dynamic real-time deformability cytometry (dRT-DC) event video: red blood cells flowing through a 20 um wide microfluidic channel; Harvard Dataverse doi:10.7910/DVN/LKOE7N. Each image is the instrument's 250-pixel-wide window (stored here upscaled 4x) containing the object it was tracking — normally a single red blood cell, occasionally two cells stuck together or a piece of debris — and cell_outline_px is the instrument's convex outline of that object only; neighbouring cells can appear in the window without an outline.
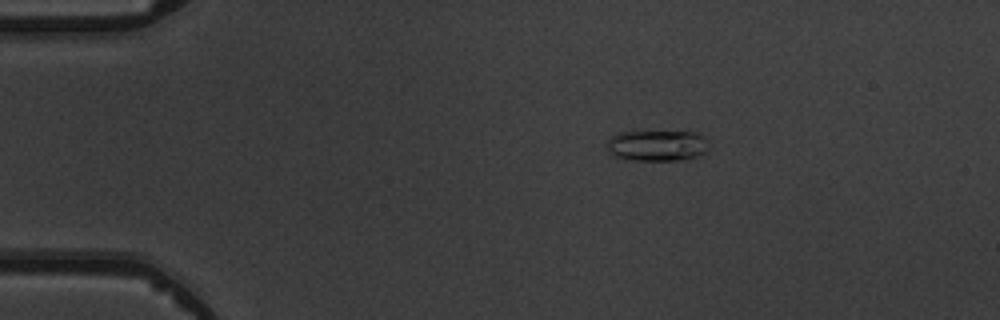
{"species": "common noctule bat (a hibernating species)", "species_latin": "Nyctalus noctula", "temperature_condition": "warm", "stored_images_in_passage": 7, "camera_frame_rate_fps": 3000, "um_per_image_px": 0.085, "animal": {"sex": "male", "body_mass_g": 19.5, "forearm_length_mm": 54.6}, "frame": {"image": 1, "passage_image": 3, "time_ms": 2.333, "image_size_px": [1000, 320], "cell_outline_px": [[708, 148], [700, 156], [676, 160], [636, 160], [616, 156], [608, 152], [608, 140], [612, 136], [620, 132], [696, 132], [704, 140]], "centroid_in_image_um": [55.83, 12.37], "position_along_channel_um": 29.2, "area_um2": 17.92}}
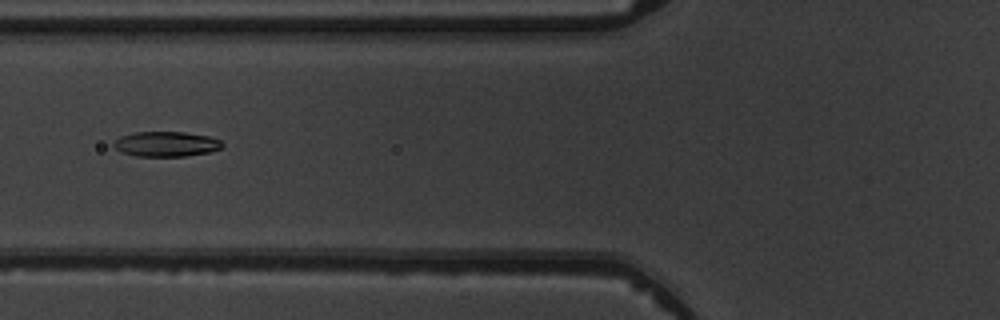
{"frame": {"image": 2, "passage_image": 6, "time_ms": 6.0, "image_size_px": [1000, 320], "cell_outline_px": [[224, 148], [212, 152], [184, 156], [136, 156], [124, 152], [116, 148], [112, 144], [120, 136], [136, 132], [184, 132], [208, 136], [220, 140], [224, 144]], "centroid_in_image_um": [14.18, 12.24], "position_along_channel_um": 111.6, "area_um2": 15.84}}
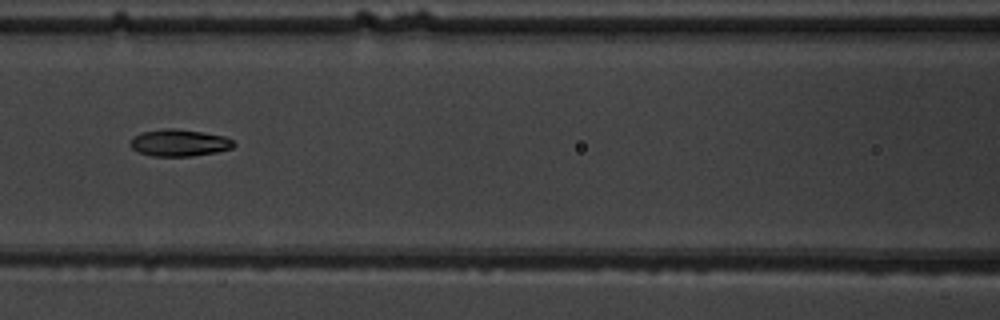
{"frame": {"image": 3, "passage_image": 7, "time_ms": 7.0, "image_size_px": [1000, 320], "cell_outline_px": [[236, 144], [232, 148], [216, 152], [192, 156], [152, 156], [140, 152], [132, 148], [128, 144], [132, 136], [140, 132], [168, 128], [172, 128], [204, 132], [224, 136], [232, 140]], "centroid_in_image_um": [15.21, 12.13], "position_along_channel_um": 151.4, "area_um2": 16.3}}